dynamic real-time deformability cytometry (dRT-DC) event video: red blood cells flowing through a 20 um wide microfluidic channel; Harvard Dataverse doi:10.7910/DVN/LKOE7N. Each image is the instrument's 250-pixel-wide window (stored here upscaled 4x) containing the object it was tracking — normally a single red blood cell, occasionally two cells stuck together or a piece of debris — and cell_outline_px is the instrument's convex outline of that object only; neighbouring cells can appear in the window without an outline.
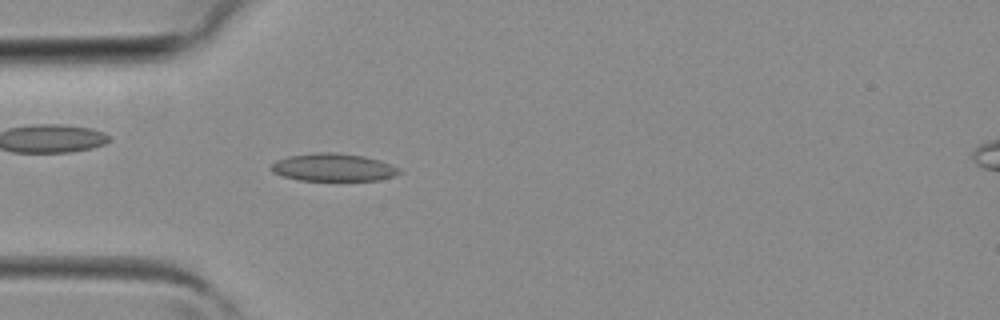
{"species": "common noctule bat (a hibernating species)", "species_latin": "Nyctalus noctula", "temperature_condition": "room temperature", "stored_images_in_passage": 38, "camera_frame_rate_fps": 3000, "um_per_image_px": 0.085, "animal": {"sex": "female", "body_mass_g": 19.3, "forearm_length_mm": 54.1}, "frame": {"image": 1, "passage_image": 10, "time_ms": 3.0, "image_size_px": [1000, 320], "cell_outline_px": [[400, 172], [392, 176], [380, 180], [300, 180], [284, 176], [272, 172], [268, 168], [276, 160], [288, 156], [316, 152], [336, 152], [364, 156], [380, 160], [392, 164], [400, 168]], "centroid_in_image_um": [28.32, 14.21], "position_along_channel_um": 56.7, "area_um2": 20.75}}
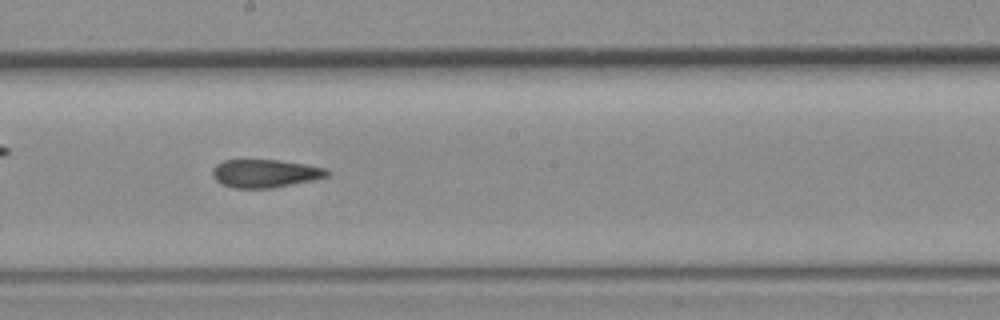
{"frame": {"image": 2, "passage_image": 20, "time_ms": 6.333, "image_size_px": [1000, 320], "cell_outline_px": [[332, 172], [328, 176], [312, 180], [272, 188], [232, 188], [216, 180], [212, 176], [212, 168], [216, 164], [224, 160], [280, 160], [328, 168]], "centroid_in_image_um": [22.55, 14.73], "position_along_channel_um": 225.6, "area_um2": 18.84}}
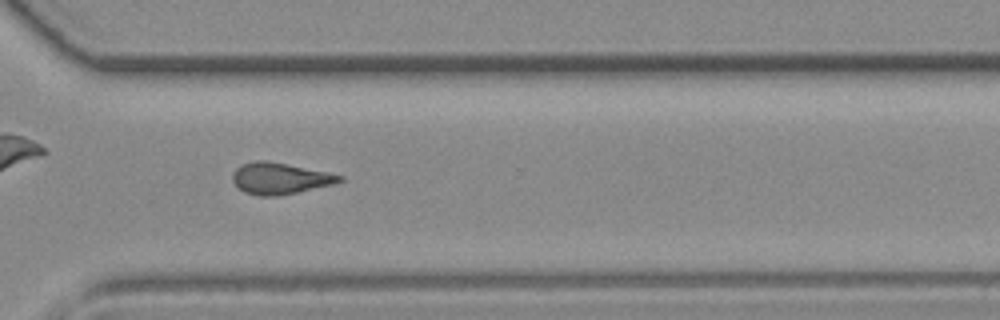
{"frame": {"image": 3, "passage_image": 27, "time_ms": 8.667, "image_size_px": [1000, 320], "cell_outline_px": [[344, 180], [336, 184], [276, 196], [260, 196], [244, 192], [232, 180], [232, 172], [236, 168], [244, 164], [256, 160], [264, 160], [328, 172], [344, 176]], "centroid_in_image_um": [23.81, 15.17], "position_along_channel_um": 346.8, "area_um2": 19.42}}